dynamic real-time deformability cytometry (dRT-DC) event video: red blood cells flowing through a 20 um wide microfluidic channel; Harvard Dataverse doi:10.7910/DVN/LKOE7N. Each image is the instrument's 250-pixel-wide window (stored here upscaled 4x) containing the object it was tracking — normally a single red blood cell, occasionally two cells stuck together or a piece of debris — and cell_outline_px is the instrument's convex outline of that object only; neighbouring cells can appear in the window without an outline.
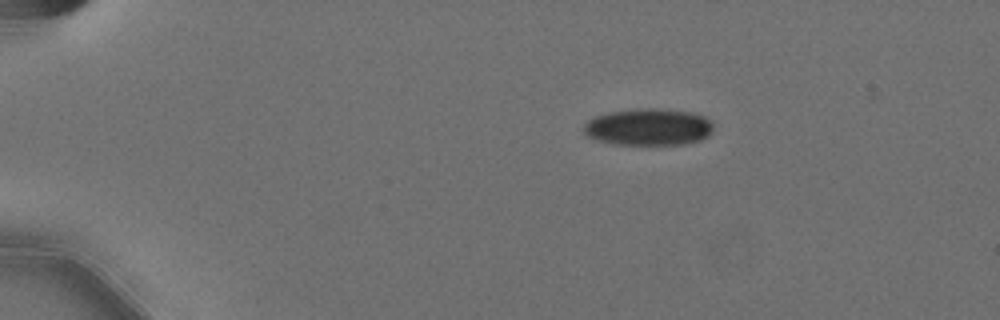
{"species": "Egyptian fruit bat (a non-hibernating species)", "species_latin": "Rousettus aegyptiacus", "temperature_condition": "cold", "stored_images_in_passage": 40, "camera_frame_rate_fps": 3000, "um_per_image_px": 0.085, "animal": {"sex": "female"}, "frame": {"image": 1, "passage_image": 1, "time_ms": 0.0, "image_size_px": [1000, 320], "cell_outline_px": [[712, 132], [708, 136], [700, 140], [684, 144], [612, 144], [596, 140], [588, 136], [584, 132], [584, 124], [588, 120], [596, 116], [608, 112], [644, 108], [656, 108], [692, 112], [704, 116], [712, 120]], "centroid_in_image_um": [55.14, 10.79], "position_along_channel_um": 29.9, "area_um2": 27.92}}
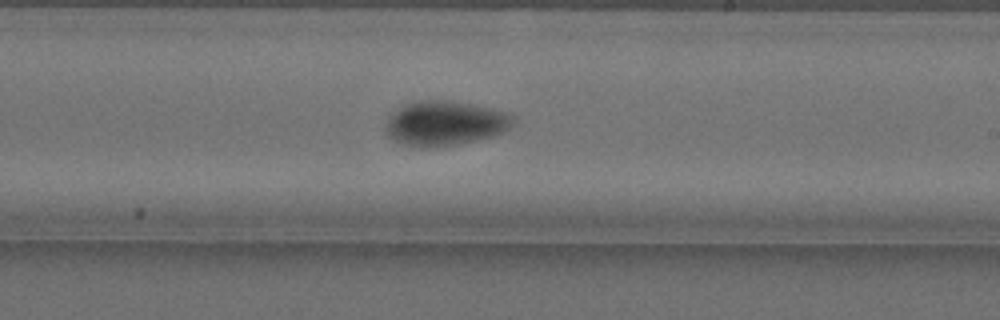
{"frame": {"image": 2, "passage_image": 26, "time_ms": 8.333, "image_size_px": [1000, 320], "cell_outline_px": [[516, 120], [508, 128], [492, 136], [456, 144], [424, 148], [404, 144], [392, 140], [388, 136], [384, 128], [388, 116], [404, 104], [420, 100], [452, 100], [492, 108], [516, 116]], "centroid_in_image_um": [37.78, 10.46], "position_along_channel_um": 251.2, "area_um2": 33.18}}
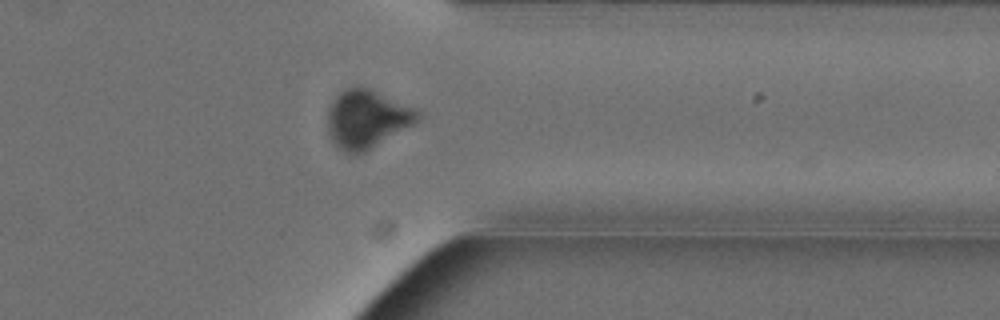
{"frame": {"image": 3, "passage_image": 37, "time_ms": 12.0, "image_size_px": [1000, 320], "cell_outline_px": [[524, 236], [388, 292], [384, 292], [384, 288], [400, 272], [424, 252], [472, 228]], "centroid_in_image_um": [38.29, 21.66], "position_along_channel_um": 373.1, "area_um2": 19.65}}